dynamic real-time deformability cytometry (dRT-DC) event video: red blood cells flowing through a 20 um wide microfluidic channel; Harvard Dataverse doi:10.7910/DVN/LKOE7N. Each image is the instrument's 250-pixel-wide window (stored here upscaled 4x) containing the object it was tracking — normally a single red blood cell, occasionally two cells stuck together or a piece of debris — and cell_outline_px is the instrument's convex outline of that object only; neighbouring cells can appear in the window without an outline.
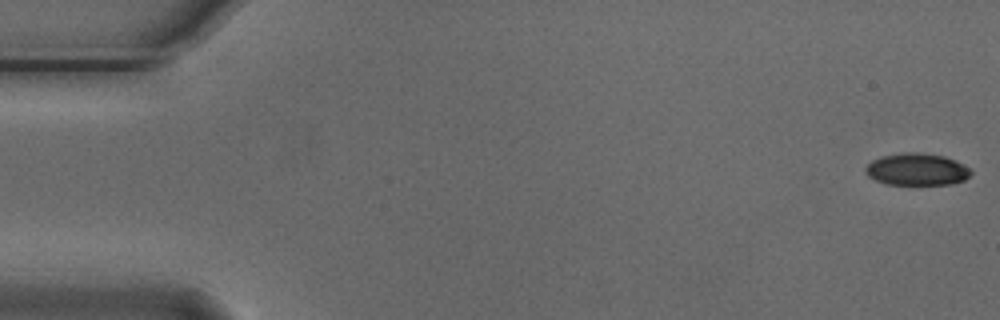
{"species": "Egyptian fruit bat (a non-hibernating species)", "species_latin": "Rousettus aegyptiacus", "temperature_condition": "cold", "stored_images_in_passage": 5, "camera_frame_rate_fps": 3000, "um_per_image_px": 0.085, "animal": {"sex": "male"}, "frame": {"image": 1, "passage_image": 1, "time_ms": 0.0, "image_size_px": [1000, 320], "cell_outline_px": [[972, 172], [964, 180], [952, 184], [888, 184], [876, 180], [868, 176], [864, 172], [864, 168], [872, 160], [880, 156], [904, 152], [916, 152], [944, 156], [956, 160], [964, 164]], "centroid_in_image_um": [77.91, 14.39], "position_along_channel_um": 7.1, "area_um2": 19.71}}
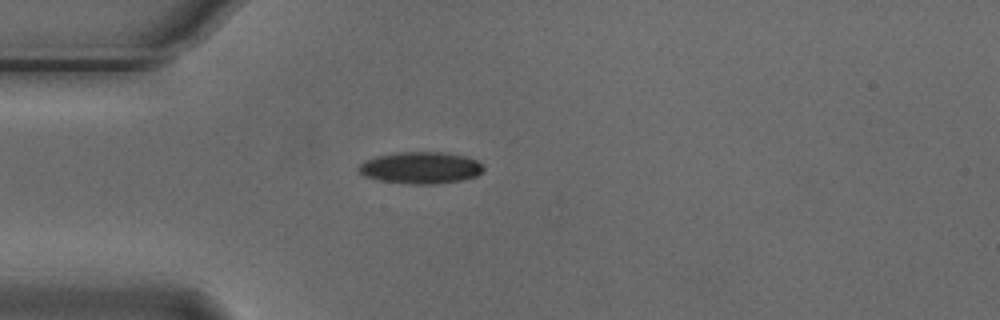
{"frame": {"image": 2, "passage_image": 5, "time_ms": 1.333, "image_size_px": [1000, 320], "cell_outline_px": [[484, 172], [476, 176], [460, 180], [436, 184], [408, 184], [380, 180], [364, 176], [356, 168], [364, 160], [376, 156], [400, 152], [444, 152], [464, 156], [476, 160], [484, 164]], "centroid_in_image_um": [35.76, 14.26], "position_along_channel_um": 49.2, "area_um2": 23.24}}